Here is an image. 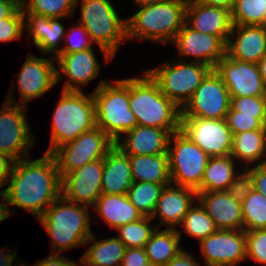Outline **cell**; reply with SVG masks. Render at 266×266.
Returning a JSON list of instances; mask_svg holds the SVG:
<instances>
[{
  "mask_svg": "<svg viewBox=\"0 0 266 266\" xmlns=\"http://www.w3.org/2000/svg\"><path fill=\"white\" fill-rule=\"evenodd\" d=\"M7 184L0 191L6 219L14 213L9 207L12 205L28 210L38 220L61 196V177L51 153L35 160L31 157L16 160Z\"/></svg>",
  "mask_w": 266,
  "mask_h": 266,
  "instance_id": "cell-1",
  "label": "cell"
},
{
  "mask_svg": "<svg viewBox=\"0 0 266 266\" xmlns=\"http://www.w3.org/2000/svg\"><path fill=\"white\" fill-rule=\"evenodd\" d=\"M90 207L66 200L62 195L56 199L38 219L52 241L51 254L84 246L93 234Z\"/></svg>",
  "mask_w": 266,
  "mask_h": 266,
  "instance_id": "cell-2",
  "label": "cell"
},
{
  "mask_svg": "<svg viewBox=\"0 0 266 266\" xmlns=\"http://www.w3.org/2000/svg\"><path fill=\"white\" fill-rule=\"evenodd\" d=\"M129 103L137 125L167 129L171 134L180 129L181 109L163 95L146 69L141 77L129 78Z\"/></svg>",
  "mask_w": 266,
  "mask_h": 266,
  "instance_id": "cell-3",
  "label": "cell"
},
{
  "mask_svg": "<svg viewBox=\"0 0 266 266\" xmlns=\"http://www.w3.org/2000/svg\"><path fill=\"white\" fill-rule=\"evenodd\" d=\"M186 0H165L140 6L127 18V39L170 43L186 19Z\"/></svg>",
  "mask_w": 266,
  "mask_h": 266,
  "instance_id": "cell-4",
  "label": "cell"
},
{
  "mask_svg": "<svg viewBox=\"0 0 266 266\" xmlns=\"http://www.w3.org/2000/svg\"><path fill=\"white\" fill-rule=\"evenodd\" d=\"M96 126L92 93L62 90L53 112L50 147L45 153L52 154L59 146L74 141L80 134Z\"/></svg>",
  "mask_w": 266,
  "mask_h": 266,
  "instance_id": "cell-5",
  "label": "cell"
},
{
  "mask_svg": "<svg viewBox=\"0 0 266 266\" xmlns=\"http://www.w3.org/2000/svg\"><path fill=\"white\" fill-rule=\"evenodd\" d=\"M92 92L95 103L97 127L114 142L137 125L129 103V78L116 79L111 83L101 80Z\"/></svg>",
  "mask_w": 266,
  "mask_h": 266,
  "instance_id": "cell-6",
  "label": "cell"
},
{
  "mask_svg": "<svg viewBox=\"0 0 266 266\" xmlns=\"http://www.w3.org/2000/svg\"><path fill=\"white\" fill-rule=\"evenodd\" d=\"M81 1L80 24L99 46L106 62L112 60L127 39V18L121 19L110 0Z\"/></svg>",
  "mask_w": 266,
  "mask_h": 266,
  "instance_id": "cell-7",
  "label": "cell"
},
{
  "mask_svg": "<svg viewBox=\"0 0 266 266\" xmlns=\"http://www.w3.org/2000/svg\"><path fill=\"white\" fill-rule=\"evenodd\" d=\"M211 70L204 63H188L182 58L146 71L157 82L163 95L182 109Z\"/></svg>",
  "mask_w": 266,
  "mask_h": 266,
  "instance_id": "cell-8",
  "label": "cell"
},
{
  "mask_svg": "<svg viewBox=\"0 0 266 266\" xmlns=\"http://www.w3.org/2000/svg\"><path fill=\"white\" fill-rule=\"evenodd\" d=\"M167 154L171 184L196 190L210 156L180 129L171 134Z\"/></svg>",
  "mask_w": 266,
  "mask_h": 266,
  "instance_id": "cell-9",
  "label": "cell"
},
{
  "mask_svg": "<svg viewBox=\"0 0 266 266\" xmlns=\"http://www.w3.org/2000/svg\"><path fill=\"white\" fill-rule=\"evenodd\" d=\"M115 142L99 127L83 132L74 141L59 146L52 155L61 179L83 165L104 159Z\"/></svg>",
  "mask_w": 266,
  "mask_h": 266,
  "instance_id": "cell-10",
  "label": "cell"
},
{
  "mask_svg": "<svg viewBox=\"0 0 266 266\" xmlns=\"http://www.w3.org/2000/svg\"><path fill=\"white\" fill-rule=\"evenodd\" d=\"M13 92L9 90L0 110V151L20 160L31 156L35 139L28 125L27 107L18 104Z\"/></svg>",
  "mask_w": 266,
  "mask_h": 266,
  "instance_id": "cell-11",
  "label": "cell"
},
{
  "mask_svg": "<svg viewBox=\"0 0 266 266\" xmlns=\"http://www.w3.org/2000/svg\"><path fill=\"white\" fill-rule=\"evenodd\" d=\"M230 99L226 85L212 69L181 109V117L225 119L230 110Z\"/></svg>",
  "mask_w": 266,
  "mask_h": 266,
  "instance_id": "cell-12",
  "label": "cell"
},
{
  "mask_svg": "<svg viewBox=\"0 0 266 266\" xmlns=\"http://www.w3.org/2000/svg\"><path fill=\"white\" fill-rule=\"evenodd\" d=\"M180 130L210 157L231 154L233 135L226 119L181 117Z\"/></svg>",
  "mask_w": 266,
  "mask_h": 266,
  "instance_id": "cell-13",
  "label": "cell"
},
{
  "mask_svg": "<svg viewBox=\"0 0 266 266\" xmlns=\"http://www.w3.org/2000/svg\"><path fill=\"white\" fill-rule=\"evenodd\" d=\"M214 70L226 85L230 97L266 96L258 64L232 59L226 54Z\"/></svg>",
  "mask_w": 266,
  "mask_h": 266,
  "instance_id": "cell-14",
  "label": "cell"
},
{
  "mask_svg": "<svg viewBox=\"0 0 266 266\" xmlns=\"http://www.w3.org/2000/svg\"><path fill=\"white\" fill-rule=\"evenodd\" d=\"M199 244L206 266H235L246 260L244 230H217Z\"/></svg>",
  "mask_w": 266,
  "mask_h": 266,
  "instance_id": "cell-15",
  "label": "cell"
},
{
  "mask_svg": "<svg viewBox=\"0 0 266 266\" xmlns=\"http://www.w3.org/2000/svg\"><path fill=\"white\" fill-rule=\"evenodd\" d=\"M104 159L87 163L61 179V195L68 201L93 207L102 194Z\"/></svg>",
  "mask_w": 266,
  "mask_h": 266,
  "instance_id": "cell-16",
  "label": "cell"
},
{
  "mask_svg": "<svg viewBox=\"0 0 266 266\" xmlns=\"http://www.w3.org/2000/svg\"><path fill=\"white\" fill-rule=\"evenodd\" d=\"M54 56L50 59L28 54L17 78L19 105L27 107L28 101L39 98L57 84Z\"/></svg>",
  "mask_w": 266,
  "mask_h": 266,
  "instance_id": "cell-17",
  "label": "cell"
},
{
  "mask_svg": "<svg viewBox=\"0 0 266 266\" xmlns=\"http://www.w3.org/2000/svg\"><path fill=\"white\" fill-rule=\"evenodd\" d=\"M172 44L177 46L180 58L195 57L193 61L204 63L212 69L226 56V43L220 37L200 33L186 22L176 34Z\"/></svg>",
  "mask_w": 266,
  "mask_h": 266,
  "instance_id": "cell-18",
  "label": "cell"
},
{
  "mask_svg": "<svg viewBox=\"0 0 266 266\" xmlns=\"http://www.w3.org/2000/svg\"><path fill=\"white\" fill-rule=\"evenodd\" d=\"M54 59L59 65L56 69L57 83L63 78L62 74L68 77L63 91H82L80 86H86L98 77L101 68L93 48L74 53H59Z\"/></svg>",
  "mask_w": 266,
  "mask_h": 266,
  "instance_id": "cell-19",
  "label": "cell"
},
{
  "mask_svg": "<svg viewBox=\"0 0 266 266\" xmlns=\"http://www.w3.org/2000/svg\"><path fill=\"white\" fill-rule=\"evenodd\" d=\"M226 54L232 59L258 64L266 54V26L232 25Z\"/></svg>",
  "mask_w": 266,
  "mask_h": 266,
  "instance_id": "cell-20",
  "label": "cell"
},
{
  "mask_svg": "<svg viewBox=\"0 0 266 266\" xmlns=\"http://www.w3.org/2000/svg\"><path fill=\"white\" fill-rule=\"evenodd\" d=\"M185 22L200 33L220 37L226 44L232 28L231 12L227 9L207 6L191 0L186 5Z\"/></svg>",
  "mask_w": 266,
  "mask_h": 266,
  "instance_id": "cell-21",
  "label": "cell"
},
{
  "mask_svg": "<svg viewBox=\"0 0 266 266\" xmlns=\"http://www.w3.org/2000/svg\"><path fill=\"white\" fill-rule=\"evenodd\" d=\"M195 199H197V192L192 188L172 184L165 186L151 218L154 220L158 216L160 226L164 225L168 226V229H175L181 225Z\"/></svg>",
  "mask_w": 266,
  "mask_h": 266,
  "instance_id": "cell-22",
  "label": "cell"
},
{
  "mask_svg": "<svg viewBox=\"0 0 266 266\" xmlns=\"http://www.w3.org/2000/svg\"><path fill=\"white\" fill-rule=\"evenodd\" d=\"M196 200L218 230H243L241 204L226 191L197 192Z\"/></svg>",
  "mask_w": 266,
  "mask_h": 266,
  "instance_id": "cell-23",
  "label": "cell"
},
{
  "mask_svg": "<svg viewBox=\"0 0 266 266\" xmlns=\"http://www.w3.org/2000/svg\"><path fill=\"white\" fill-rule=\"evenodd\" d=\"M115 145L126 155L165 154L171 133L167 129L136 125Z\"/></svg>",
  "mask_w": 266,
  "mask_h": 266,
  "instance_id": "cell-24",
  "label": "cell"
},
{
  "mask_svg": "<svg viewBox=\"0 0 266 266\" xmlns=\"http://www.w3.org/2000/svg\"><path fill=\"white\" fill-rule=\"evenodd\" d=\"M24 13V28L27 36L32 38L36 48L43 55H55L60 53V43L64 40L65 27L59 21L62 18H49L32 12Z\"/></svg>",
  "mask_w": 266,
  "mask_h": 266,
  "instance_id": "cell-25",
  "label": "cell"
},
{
  "mask_svg": "<svg viewBox=\"0 0 266 266\" xmlns=\"http://www.w3.org/2000/svg\"><path fill=\"white\" fill-rule=\"evenodd\" d=\"M133 182L129 156L115 145L104 158L102 194H127Z\"/></svg>",
  "mask_w": 266,
  "mask_h": 266,
  "instance_id": "cell-26",
  "label": "cell"
},
{
  "mask_svg": "<svg viewBox=\"0 0 266 266\" xmlns=\"http://www.w3.org/2000/svg\"><path fill=\"white\" fill-rule=\"evenodd\" d=\"M92 208L115 230L143 217L126 194H101Z\"/></svg>",
  "mask_w": 266,
  "mask_h": 266,
  "instance_id": "cell-27",
  "label": "cell"
},
{
  "mask_svg": "<svg viewBox=\"0 0 266 266\" xmlns=\"http://www.w3.org/2000/svg\"><path fill=\"white\" fill-rule=\"evenodd\" d=\"M88 243L91 245L81 257L80 266H121L126 246L117 236L98 241L92 234L85 245Z\"/></svg>",
  "mask_w": 266,
  "mask_h": 266,
  "instance_id": "cell-28",
  "label": "cell"
},
{
  "mask_svg": "<svg viewBox=\"0 0 266 266\" xmlns=\"http://www.w3.org/2000/svg\"><path fill=\"white\" fill-rule=\"evenodd\" d=\"M128 156L134 182L171 184L167 153Z\"/></svg>",
  "mask_w": 266,
  "mask_h": 266,
  "instance_id": "cell-29",
  "label": "cell"
},
{
  "mask_svg": "<svg viewBox=\"0 0 266 266\" xmlns=\"http://www.w3.org/2000/svg\"><path fill=\"white\" fill-rule=\"evenodd\" d=\"M230 155L248 167L255 162L256 165L266 163V130H252L233 134Z\"/></svg>",
  "mask_w": 266,
  "mask_h": 266,
  "instance_id": "cell-30",
  "label": "cell"
},
{
  "mask_svg": "<svg viewBox=\"0 0 266 266\" xmlns=\"http://www.w3.org/2000/svg\"><path fill=\"white\" fill-rule=\"evenodd\" d=\"M181 234L176 228H156L144 246L149 262L156 266H165L177 256L183 250L179 247Z\"/></svg>",
  "mask_w": 266,
  "mask_h": 266,
  "instance_id": "cell-31",
  "label": "cell"
},
{
  "mask_svg": "<svg viewBox=\"0 0 266 266\" xmlns=\"http://www.w3.org/2000/svg\"><path fill=\"white\" fill-rule=\"evenodd\" d=\"M231 155L210 157L196 192L226 191L237 174Z\"/></svg>",
  "mask_w": 266,
  "mask_h": 266,
  "instance_id": "cell-32",
  "label": "cell"
},
{
  "mask_svg": "<svg viewBox=\"0 0 266 266\" xmlns=\"http://www.w3.org/2000/svg\"><path fill=\"white\" fill-rule=\"evenodd\" d=\"M168 185L170 184L133 182L126 195L143 216L151 217L162 190Z\"/></svg>",
  "mask_w": 266,
  "mask_h": 266,
  "instance_id": "cell-33",
  "label": "cell"
},
{
  "mask_svg": "<svg viewBox=\"0 0 266 266\" xmlns=\"http://www.w3.org/2000/svg\"><path fill=\"white\" fill-rule=\"evenodd\" d=\"M232 25L266 26V0H235Z\"/></svg>",
  "mask_w": 266,
  "mask_h": 266,
  "instance_id": "cell-34",
  "label": "cell"
},
{
  "mask_svg": "<svg viewBox=\"0 0 266 266\" xmlns=\"http://www.w3.org/2000/svg\"><path fill=\"white\" fill-rule=\"evenodd\" d=\"M243 230L266 229V197L252 190L241 204Z\"/></svg>",
  "mask_w": 266,
  "mask_h": 266,
  "instance_id": "cell-35",
  "label": "cell"
},
{
  "mask_svg": "<svg viewBox=\"0 0 266 266\" xmlns=\"http://www.w3.org/2000/svg\"><path fill=\"white\" fill-rule=\"evenodd\" d=\"M153 219L148 216L130 222L125 226L116 229L119 233L117 238L126 246V248H143L150 239L152 233L159 228V225L151 226Z\"/></svg>",
  "mask_w": 266,
  "mask_h": 266,
  "instance_id": "cell-36",
  "label": "cell"
},
{
  "mask_svg": "<svg viewBox=\"0 0 266 266\" xmlns=\"http://www.w3.org/2000/svg\"><path fill=\"white\" fill-rule=\"evenodd\" d=\"M185 233L197 238L198 241L206 238L218 230L213 220L209 217L205 209L199 203L192 205L180 225Z\"/></svg>",
  "mask_w": 266,
  "mask_h": 266,
  "instance_id": "cell-37",
  "label": "cell"
},
{
  "mask_svg": "<svg viewBox=\"0 0 266 266\" xmlns=\"http://www.w3.org/2000/svg\"><path fill=\"white\" fill-rule=\"evenodd\" d=\"M77 0H26L21 6L23 12H32L49 18L72 17Z\"/></svg>",
  "mask_w": 266,
  "mask_h": 266,
  "instance_id": "cell-38",
  "label": "cell"
},
{
  "mask_svg": "<svg viewBox=\"0 0 266 266\" xmlns=\"http://www.w3.org/2000/svg\"><path fill=\"white\" fill-rule=\"evenodd\" d=\"M225 119L232 135L245 131L266 130V115H247L229 111Z\"/></svg>",
  "mask_w": 266,
  "mask_h": 266,
  "instance_id": "cell-39",
  "label": "cell"
},
{
  "mask_svg": "<svg viewBox=\"0 0 266 266\" xmlns=\"http://www.w3.org/2000/svg\"><path fill=\"white\" fill-rule=\"evenodd\" d=\"M24 29V13L18 6L8 17L0 19V43L20 39Z\"/></svg>",
  "mask_w": 266,
  "mask_h": 266,
  "instance_id": "cell-40",
  "label": "cell"
},
{
  "mask_svg": "<svg viewBox=\"0 0 266 266\" xmlns=\"http://www.w3.org/2000/svg\"><path fill=\"white\" fill-rule=\"evenodd\" d=\"M68 29V32L65 31L64 35L66 45L60 48V53H74L94 48L92 45L95 43L80 23L74 24V27Z\"/></svg>",
  "mask_w": 266,
  "mask_h": 266,
  "instance_id": "cell-41",
  "label": "cell"
},
{
  "mask_svg": "<svg viewBox=\"0 0 266 266\" xmlns=\"http://www.w3.org/2000/svg\"><path fill=\"white\" fill-rule=\"evenodd\" d=\"M246 260L266 265V229L245 231Z\"/></svg>",
  "mask_w": 266,
  "mask_h": 266,
  "instance_id": "cell-42",
  "label": "cell"
},
{
  "mask_svg": "<svg viewBox=\"0 0 266 266\" xmlns=\"http://www.w3.org/2000/svg\"><path fill=\"white\" fill-rule=\"evenodd\" d=\"M246 168V170L242 169V173L240 172L241 169L237 172L235 179L226 190V192L240 204H242L248 194L254 190L253 171L249 167Z\"/></svg>",
  "mask_w": 266,
  "mask_h": 266,
  "instance_id": "cell-43",
  "label": "cell"
},
{
  "mask_svg": "<svg viewBox=\"0 0 266 266\" xmlns=\"http://www.w3.org/2000/svg\"><path fill=\"white\" fill-rule=\"evenodd\" d=\"M229 111L247 115H266V96L231 97Z\"/></svg>",
  "mask_w": 266,
  "mask_h": 266,
  "instance_id": "cell-44",
  "label": "cell"
},
{
  "mask_svg": "<svg viewBox=\"0 0 266 266\" xmlns=\"http://www.w3.org/2000/svg\"><path fill=\"white\" fill-rule=\"evenodd\" d=\"M149 263L145 248H126L121 266H144Z\"/></svg>",
  "mask_w": 266,
  "mask_h": 266,
  "instance_id": "cell-45",
  "label": "cell"
},
{
  "mask_svg": "<svg viewBox=\"0 0 266 266\" xmlns=\"http://www.w3.org/2000/svg\"><path fill=\"white\" fill-rule=\"evenodd\" d=\"M15 161L16 160L13 157L0 151V188L7 185Z\"/></svg>",
  "mask_w": 266,
  "mask_h": 266,
  "instance_id": "cell-46",
  "label": "cell"
},
{
  "mask_svg": "<svg viewBox=\"0 0 266 266\" xmlns=\"http://www.w3.org/2000/svg\"><path fill=\"white\" fill-rule=\"evenodd\" d=\"M253 171L254 189L266 197V163L249 167Z\"/></svg>",
  "mask_w": 266,
  "mask_h": 266,
  "instance_id": "cell-47",
  "label": "cell"
},
{
  "mask_svg": "<svg viewBox=\"0 0 266 266\" xmlns=\"http://www.w3.org/2000/svg\"><path fill=\"white\" fill-rule=\"evenodd\" d=\"M48 258L35 263L34 266H78L77 262L60 254H48Z\"/></svg>",
  "mask_w": 266,
  "mask_h": 266,
  "instance_id": "cell-48",
  "label": "cell"
},
{
  "mask_svg": "<svg viewBox=\"0 0 266 266\" xmlns=\"http://www.w3.org/2000/svg\"><path fill=\"white\" fill-rule=\"evenodd\" d=\"M192 253L184 249L175 257H173L165 266H200V263L192 257Z\"/></svg>",
  "mask_w": 266,
  "mask_h": 266,
  "instance_id": "cell-49",
  "label": "cell"
},
{
  "mask_svg": "<svg viewBox=\"0 0 266 266\" xmlns=\"http://www.w3.org/2000/svg\"><path fill=\"white\" fill-rule=\"evenodd\" d=\"M16 255V250L12 252H6L5 248L0 250V266H12L18 259ZM13 266H18V262Z\"/></svg>",
  "mask_w": 266,
  "mask_h": 266,
  "instance_id": "cell-50",
  "label": "cell"
},
{
  "mask_svg": "<svg viewBox=\"0 0 266 266\" xmlns=\"http://www.w3.org/2000/svg\"><path fill=\"white\" fill-rule=\"evenodd\" d=\"M18 6L14 0H0V19L8 17Z\"/></svg>",
  "mask_w": 266,
  "mask_h": 266,
  "instance_id": "cell-51",
  "label": "cell"
},
{
  "mask_svg": "<svg viewBox=\"0 0 266 266\" xmlns=\"http://www.w3.org/2000/svg\"><path fill=\"white\" fill-rule=\"evenodd\" d=\"M197 1L207 6L224 8V9L229 10L230 12L235 3V0H197Z\"/></svg>",
  "mask_w": 266,
  "mask_h": 266,
  "instance_id": "cell-52",
  "label": "cell"
},
{
  "mask_svg": "<svg viewBox=\"0 0 266 266\" xmlns=\"http://www.w3.org/2000/svg\"><path fill=\"white\" fill-rule=\"evenodd\" d=\"M258 67L260 70V75L263 80V83L266 86V54L258 62Z\"/></svg>",
  "mask_w": 266,
  "mask_h": 266,
  "instance_id": "cell-53",
  "label": "cell"
},
{
  "mask_svg": "<svg viewBox=\"0 0 266 266\" xmlns=\"http://www.w3.org/2000/svg\"><path fill=\"white\" fill-rule=\"evenodd\" d=\"M135 1V4L138 5V7L140 6H147V5H151V4H156L165 0H133Z\"/></svg>",
  "mask_w": 266,
  "mask_h": 266,
  "instance_id": "cell-54",
  "label": "cell"
},
{
  "mask_svg": "<svg viewBox=\"0 0 266 266\" xmlns=\"http://www.w3.org/2000/svg\"><path fill=\"white\" fill-rule=\"evenodd\" d=\"M6 219L5 211H4V205L3 200L0 199V222Z\"/></svg>",
  "mask_w": 266,
  "mask_h": 266,
  "instance_id": "cell-55",
  "label": "cell"
},
{
  "mask_svg": "<svg viewBox=\"0 0 266 266\" xmlns=\"http://www.w3.org/2000/svg\"><path fill=\"white\" fill-rule=\"evenodd\" d=\"M19 6H22L26 0H14Z\"/></svg>",
  "mask_w": 266,
  "mask_h": 266,
  "instance_id": "cell-56",
  "label": "cell"
},
{
  "mask_svg": "<svg viewBox=\"0 0 266 266\" xmlns=\"http://www.w3.org/2000/svg\"><path fill=\"white\" fill-rule=\"evenodd\" d=\"M144 266H156V265H153L152 263L149 262L148 264H146Z\"/></svg>",
  "mask_w": 266,
  "mask_h": 266,
  "instance_id": "cell-57",
  "label": "cell"
},
{
  "mask_svg": "<svg viewBox=\"0 0 266 266\" xmlns=\"http://www.w3.org/2000/svg\"><path fill=\"white\" fill-rule=\"evenodd\" d=\"M18 266H27V265L26 263L23 262L21 265H18Z\"/></svg>",
  "mask_w": 266,
  "mask_h": 266,
  "instance_id": "cell-58",
  "label": "cell"
}]
</instances>
